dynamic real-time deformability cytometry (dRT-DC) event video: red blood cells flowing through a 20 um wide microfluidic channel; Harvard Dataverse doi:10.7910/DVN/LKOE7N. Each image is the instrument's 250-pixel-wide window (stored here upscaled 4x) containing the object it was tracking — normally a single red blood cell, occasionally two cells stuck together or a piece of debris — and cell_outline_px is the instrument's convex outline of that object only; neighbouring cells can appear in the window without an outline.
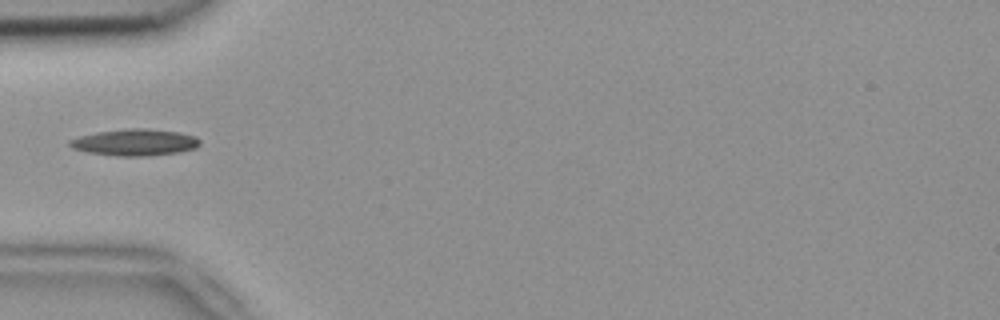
{"species": "common noctule bat (a hibernating species)", "species_latin": "Nyctalus noctula", "temperature_condition": "room temperature", "stored_images_in_passage": 1, "camera_frame_rate_fps": 3000, "um_per_image_px": 0.085, "animal": {"sex": "female", "body_mass_g": 18.4}, "frame": {"image": 1, "passage_image": 1, "time_ms": 0.0, "image_size_px": [1000, 320], "cell_outline_px": [[200, 144], [196, 148], [180, 152], [148, 156], [116, 156], [88, 152], [72, 148], [68, 144], [68, 140], [80, 136], [96, 132], [128, 128], [148, 128], [180, 132], [196, 136], [200, 140]], "centroid_in_image_um": [11.49, 12.09], "position_along_channel_um": 73.5, "area_um2": 20.4}}